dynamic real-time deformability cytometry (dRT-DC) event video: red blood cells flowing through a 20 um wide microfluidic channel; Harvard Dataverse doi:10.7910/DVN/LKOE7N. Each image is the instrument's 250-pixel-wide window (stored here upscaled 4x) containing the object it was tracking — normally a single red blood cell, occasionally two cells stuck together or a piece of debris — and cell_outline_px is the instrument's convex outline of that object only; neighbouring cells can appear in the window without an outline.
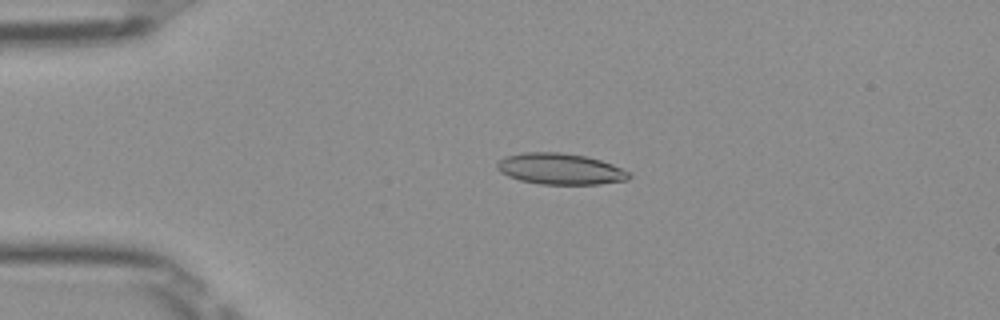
{"species": "Egyptian fruit bat (a non-hibernating species)", "species_latin": "Rousettus aegyptiacus", "temperature_condition": "room temperature", "stored_images_in_passage": 42, "camera_frame_rate_fps": 3000, "um_per_image_px": 0.085, "frame": {"image": 1, "passage_image": 3, "time_ms": 0.667, "image_size_px": [1000, 320], "cell_outline_px": [[632, 176], [628, 180], [600, 184], [540, 184], [520, 180], [508, 176], [500, 172], [496, 168], [496, 164], [500, 160], [508, 156], [524, 152], [560, 152], [584, 156], [600, 160], [612, 164], [632, 172]], "centroid_in_image_um": [47.66, 14.36], "position_along_channel_um": 37.3, "area_um2": 23.99}}
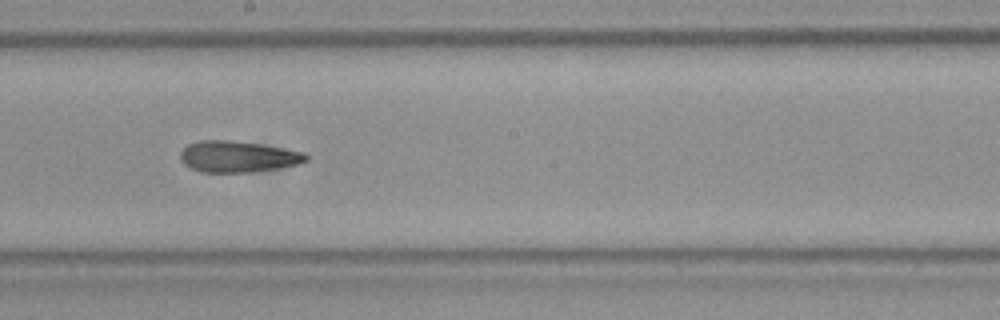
{"frame": {"image": 2, "passage_image": 20, "time_ms": 6.333, "image_size_px": [1000, 320], "cell_outline_px": [[308, 160], [296, 164], [276, 168], [248, 172], [200, 172], [184, 164], [180, 160], [180, 152], [188, 144], [200, 140], [228, 140], [260, 144], [304, 152], [308, 156]], "centroid_in_image_um": [20.18, 13.31], "position_along_channel_um": 228.0, "area_um2": 22.66}}
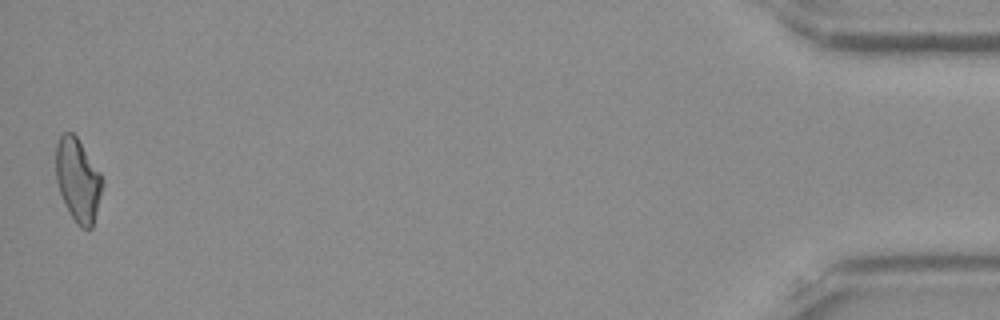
{"frame": {"image": 3, "passage_image": 42, "time_ms": 13.667, "image_size_px": [1000, 320], "cell_outline_px": [[100, 192], [96, 212], [92, 228], [88, 232], [80, 228], [68, 212], [64, 204], [56, 180], [56, 144], [60, 136], [64, 132], [72, 132], [76, 136], [100, 172]], "centroid_in_image_um": [6.58, 15.33], "position_along_channel_um": 428.6, "area_um2": 22.2}, "authors_computed_cell_mechanics": {"area_um2": 22.9177, "velocity_mm_per_s": 3.9891, "shape_relaxation_time_tau1_ms": null, "shape_relaxation_time_tau2_ms": 3.3007, "deformation_change_tau1": null, "deformation_change_tau2": 0.1223}}